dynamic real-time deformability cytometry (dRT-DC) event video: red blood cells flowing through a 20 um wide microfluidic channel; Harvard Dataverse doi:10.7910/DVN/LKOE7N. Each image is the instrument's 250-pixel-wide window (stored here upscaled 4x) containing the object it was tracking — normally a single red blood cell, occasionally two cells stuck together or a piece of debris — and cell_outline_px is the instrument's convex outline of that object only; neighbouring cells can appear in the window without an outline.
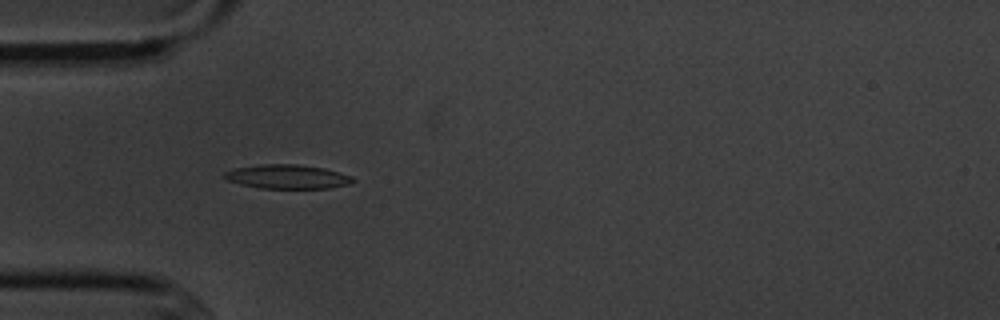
{"species": "common noctule bat (a hibernating species)", "species_latin": "Nyctalus noctula", "temperature_condition": "cold", "stored_images_in_passage": 5, "camera_frame_rate_fps": 3000, "um_per_image_px": 0.085, "animal": {"sex": "male", "body_mass_g": 20.1, "forearm_length_mm": 53.5}, "frame": {"image": 1, "passage_image": 5, "time_ms": 4.667, "image_size_px": [1000, 320], "cell_outline_px": [[356, 180], [348, 184], [328, 188], [260, 188], [240, 184], [228, 180], [220, 176], [224, 172], [232, 168], [260, 164], [296, 164], [324, 168], [352, 176]], "centroid_in_image_um": [24.37, 15.01], "position_along_channel_um": 60.6, "area_um2": 18.09}}